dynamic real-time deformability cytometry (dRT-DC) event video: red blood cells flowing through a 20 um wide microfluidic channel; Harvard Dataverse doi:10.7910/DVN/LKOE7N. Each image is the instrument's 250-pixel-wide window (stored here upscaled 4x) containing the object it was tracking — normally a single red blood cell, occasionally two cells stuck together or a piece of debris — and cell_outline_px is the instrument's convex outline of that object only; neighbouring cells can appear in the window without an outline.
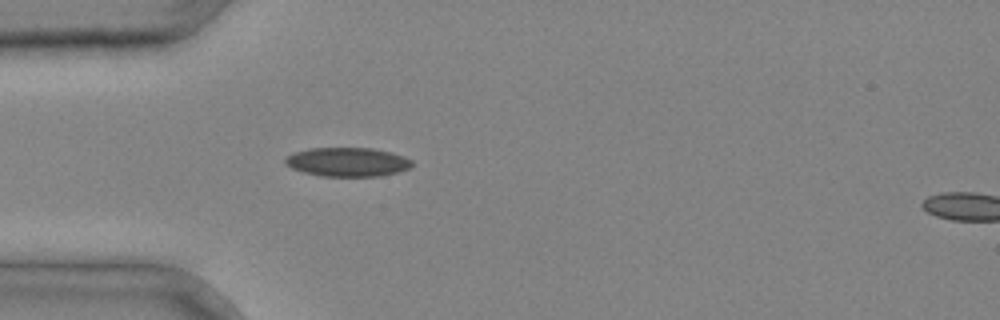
{"species": "common noctule bat (a hibernating species)", "species_latin": "Nyctalus noctula", "temperature_condition": "cold", "stored_images_in_passage": 3, "segment_of_instrument_passage": [1, 2], "camera_frame_rate_fps": 3000, "um_per_image_px": 0.085, "animal": {"sex": "male", "body_mass_g": 20.4}, "frame": {"image": 1, "passage_image": 2, "time_ms": 0.333, "image_size_px": [1000, 320], "cell_outline_px": [[412, 164], [408, 168], [396, 172], [380, 176], [320, 176], [304, 172], [292, 168], [284, 164], [284, 160], [288, 156], [296, 152], [308, 148], [372, 148], [404, 156], [412, 160]], "centroid_in_image_um": [29.51, 13.77], "position_along_channel_um": 55.5, "area_um2": 21.21}}